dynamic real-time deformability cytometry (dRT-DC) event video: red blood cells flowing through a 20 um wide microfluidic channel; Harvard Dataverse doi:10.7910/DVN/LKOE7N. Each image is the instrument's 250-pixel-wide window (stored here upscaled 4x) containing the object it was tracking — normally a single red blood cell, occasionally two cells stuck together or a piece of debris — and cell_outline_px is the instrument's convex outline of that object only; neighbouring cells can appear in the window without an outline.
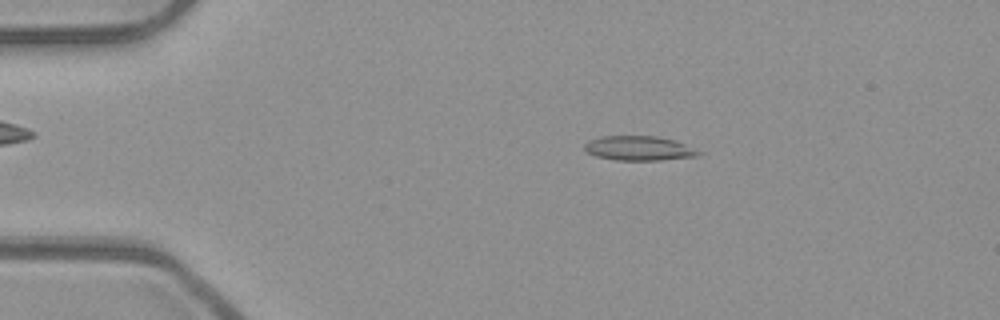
{"species": "common noctule bat (a hibernating species)", "species_latin": "Nyctalus noctula", "temperature_condition": "room temperature", "stored_images_in_passage": 52, "camera_frame_rate_fps": 3000, "um_per_image_px": 0.085, "animal": {"sex": "male", "body_mass_g": 23.1, "forearm_length_mm": 52.7}, "frame": {"image": 1, "passage_image": 10, "time_ms": 3.0, "image_size_px": [1000, 320], "cell_outline_px": [[704, 152], [700, 156], [660, 160], [616, 160], [596, 156], [588, 152], [584, 148], [584, 144], [588, 140], [600, 136], [656, 136], [672, 140], [684, 144]], "centroid_in_image_um": [54.32, 12.6], "position_along_channel_um": 30.7, "area_um2": 16.3}}
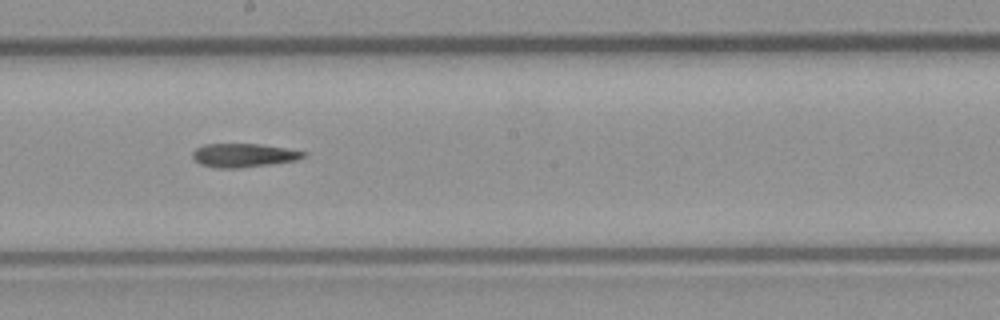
{"frame": {"image": 2, "passage_image": 29, "time_ms": 9.333, "image_size_px": [1000, 320], "cell_outline_px": [[308, 156], [296, 160], [240, 168], [216, 168], [200, 164], [192, 156], [192, 152], [196, 148], [204, 144], [260, 144], [308, 152]], "centroid_in_image_um": [20.71, 13.2], "position_along_channel_um": 227.5, "area_um2": 15.26}}
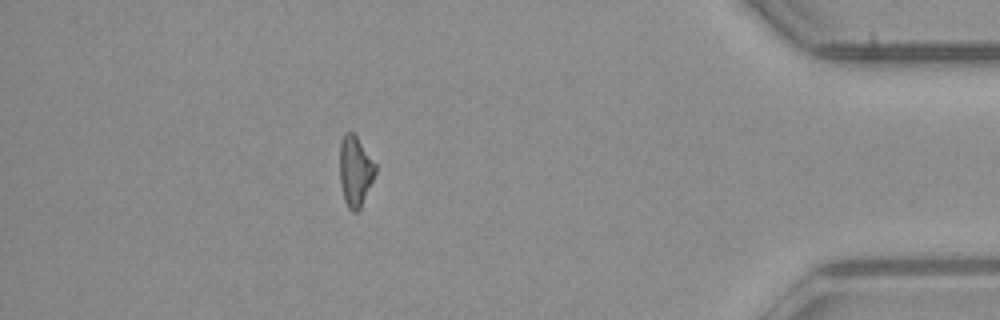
{"frame": {"image": 3, "passage_image": 46, "time_ms": 15.0, "image_size_px": [1000, 320], "cell_outline_px": [[376, 172], [360, 208], [356, 212], [352, 212], [348, 208], [344, 200], [340, 184], [340, 144], [344, 132], [352, 132], [356, 136], [376, 164]], "centroid_in_image_um": [30.18, 14.54], "position_along_channel_um": 405.0, "area_um2": 14.51}}